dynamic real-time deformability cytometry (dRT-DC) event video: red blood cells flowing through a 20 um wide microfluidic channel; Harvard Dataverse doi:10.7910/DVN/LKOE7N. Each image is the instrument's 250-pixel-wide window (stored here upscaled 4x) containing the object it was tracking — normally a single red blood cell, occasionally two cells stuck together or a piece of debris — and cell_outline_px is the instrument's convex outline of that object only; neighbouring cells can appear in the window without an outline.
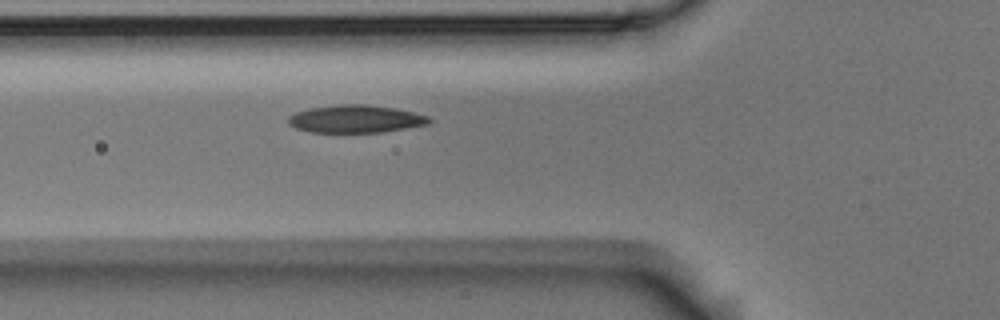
{"species": "Egyptian fruit bat (a non-hibernating species)", "species_latin": "Rousettus aegyptiacus", "temperature_condition": "room temperature", "stored_images_in_passage": 3, "camera_frame_rate_fps": 3000, "um_per_image_px": 0.085, "animal": {"sex": "male"}, "frame": {"image": 1, "passage_image": 3, "time_ms": 0.667, "image_size_px": [1000, 320], "cell_outline_px": [[432, 120], [428, 124], [384, 132], [312, 132], [296, 128], [288, 124], [288, 116], [296, 112], [312, 108], [340, 104], [364, 104], [392, 108], [412, 112], [428, 116]], "centroid_in_image_um": [30.22, 10.11], "position_along_channel_um": 95.6, "area_um2": 22.48}}